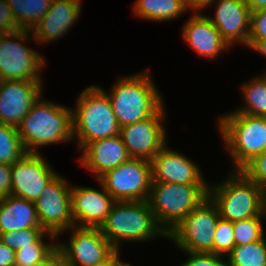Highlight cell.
Here are the masks:
<instances>
[{
	"instance_id": "cell-1",
	"label": "cell",
	"mask_w": 266,
	"mask_h": 266,
	"mask_svg": "<svg viewBox=\"0 0 266 266\" xmlns=\"http://www.w3.org/2000/svg\"><path fill=\"white\" fill-rule=\"evenodd\" d=\"M41 98L17 127L27 153L39 154V147L73 139L72 109Z\"/></svg>"
},
{
	"instance_id": "cell-2",
	"label": "cell",
	"mask_w": 266,
	"mask_h": 266,
	"mask_svg": "<svg viewBox=\"0 0 266 266\" xmlns=\"http://www.w3.org/2000/svg\"><path fill=\"white\" fill-rule=\"evenodd\" d=\"M118 79L111 93L104 92L111 101L119 127L154 116L164 106L148 70Z\"/></svg>"
},
{
	"instance_id": "cell-3",
	"label": "cell",
	"mask_w": 266,
	"mask_h": 266,
	"mask_svg": "<svg viewBox=\"0 0 266 266\" xmlns=\"http://www.w3.org/2000/svg\"><path fill=\"white\" fill-rule=\"evenodd\" d=\"M100 86L90 85L76 99L72 111L73 138L78 139V150L90 142L119 135L111 101Z\"/></svg>"
},
{
	"instance_id": "cell-4",
	"label": "cell",
	"mask_w": 266,
	"mask_h": 266,
	"mask_svg": "<svg viewBox=\"0 0 266 266\" xmlns=\"http://www.w3.org/2000/svg\"><path fill=\"white\" fill-rule=\"evenodd\" d=\"M228 176L222 183L208 186V197L221 218L234 223L266 213V191L263 188L242 171H232Z\"/></svg>"
},
{
	"instance_id": "cell-5",
	"label": "cell",
	"mask_w": 266,
	"mask_h": 266,
	"mask_svg": "<svg viewBox=\"0 0 266 266\" xmlns=\"http://www.w3.org/2000/svg\"><path fill=\"white\" fill-rule=\"evenodd\" d=\"M99 229L115 250H120L121 241H148L162 235L167 238L148 201H115Z\"/></svg>"
},
{
	"instance_id": "cell-6",
	"label": "cell",
	"mask_w": 266,
	"mask_h": 266,
	"mask_svg": "<svg viewBox=\"0 0 266 266\" xmlns=\"http://www.w3.org/2000/svg\"><path fill=\"white\" fill-rule=\"evenodd\" d=\"M225 149L233 159V171H241L256 156L264 152L266 117L229 112L218 120Z\"/></svg>"
},
{
	"instance_id": "cell-7",
	"label": "cell",
	"mask_w": 266,
	"mask_h": 266,
	"mask_svg": "<svg viewBox=\"0 0 266 266\" xmlns=\"http://www.w3.org/2000/svg\"><path fill=\"white\" fill-rule=\"evenodd\" d=\"M208 186L152 182L147 201L158 225L167 235L208 197Z\"/></svg>"
},
{
	"instance_id": "cell-8",
	"label": "cell",
	"mask_w": 266,
	"mask_h": 266,
	"mask_svg": "<svg viewBox=\"0 0 266 266\" xmlns=\"http://www.w3.org/2000/svg\"><path fill=\"white\" fill-rule=\"evenodd\" d=\"M29 35L30 30H19L0 37L1 81H43L41 73L46 61L39 52L26 46Z\"/></svg>"
},
{
	"instance_id": "cell-9",
	"label": "cell",
	"mask_w": 266,
	"mask_h": 266,
	"mask_svg": "<svg viewBox=\"0 0 266 266\" xmlns=\"http://www.w3.org/2000/svg\"><path fill=\"white\" fill-rule=\"evenodd\" d=\"M220 215L216 205L207 197L167 235L181 251L213 253L215 229Z\"/></svg>"
},
{
	"instance_id": "cell-10",
	"label": "cell",
	"mask_w": 266,
	"mask_h": 266,
	"mask_svg": "<svg viewBox=\"0 0 266 266\" xmlns=\"http://www.w3.org/2000/svg\"><path fill=\"white\" fill-rule=\"evenodd\" d=\"M97 181L115 201H147L152 184L151 162L130 158Z\"/></svg>"
},
{
	"instance_id": "cell-11",
	"label": "cell",
	"mask_w": 266,
	"mask_h": 266,
	"mask_svg": "<svg viewBox=\"0 0 266 266\" xmlns=\"http://www.w3.org/2000/svg\"><path fill=\"white\" fill-rule=\"evenodd\" d=\"M57 174L36 200V212L41 227L59 237L74 226L71 214V185ZM59 235V236H58Z\"/></svg>"
},
{
	"instance_id": "cell-12",
	"label": "cell",
	"mask_w": 266,
	"mask_h": 266,
	"mask_svg": "<svg viewBox=\"0 0 266 266\" xmlns=\"http://www.w3.org/2000/svg\"><path fill=\"white\" fill-rule=\"evenodd\" d=\"M70 230L68 244L57 241V254L66 266H93L115 251L99 228L73 226Z\"/></svg>"
},
{
	"instance_id": "cell-13",
	"label": "cell",
	"mask_w": 266,
	"mask_h": 266,
	"mask_svg": "<svg viewBox=\"0 0 266 266\" xmlns=\"http://www.w3.org/2000/svg\"><path fill=\"white\" fill-rule=\"evenodd\" d=\"M164 106L145 120L120 127L119 135L131 158L151 159L167 144Z\"/></svg>"
},
{
	"instance_id": "cell-14",
	"label": "cell",
	"mask_w": 266,
	"mask_h": 266,
	"mask_svg": "<svg viewBox=\"0 0 266 266\" xmlns=\"http://www.w3.org/2000/svg\"><path fill=\"white\" fill-rule=\"evenodd\" d=\"M41 153H27L12 164L10 195L36 202L45 186L58 174Z\"/></svg>"
},
{
	"instance_id": "cell-15",
	"label": "cell",
	"mask_w": 266,
	"mask_h": 266,
	"mask_svg": "<svg viewBox=\"0 0 266 266\" xmlns=\"http://www.w3.org/2000/svg\"><path fill=\"white\" fill-rule=\"evenodd\" d=\"M42 84V81H1L0 123L18 127L31 107L43 97Z\"/></svg>"
},
{
	"instance_id": "cell-16",
	"label": "cell",
	"mask_w": 266,
	"mask_h": 266,
	"mask_svg": "<svg viewBox=\"0 0 266 266\" xmlns=\"http://www.w3.org/2000/svg\"><path fill=\"white\" fill-rule=\"evenodd\" d=\"M102 188L98 191L92 187L71 186V214L74 226L100 228L115 203L113 197Z\"/></svg>"
},
{
	"instance_id": "cell-17",
	"label": "cell",
	"mask_w": 266,
	"mask_h": 266,
	"mask_svg": "<svg viewBox=\"0 0 266 266\" xmlns=\"http://www.w3.org/2000/svg\"><path fill=\"white\" fill-rule=\"evenodd\" d=\"M167 144L151 159L152 182L174 184H209L197 164L183 154L167 148Z\"/></svg>"
},
{
	"instance_id": "cell-18",
	"label": "cell",
	"mask_w": 266,
	"mask_h": 266,
	"mask_svg": "<svg viewBox=\"0 0 266 266\" xmlns=\"http://www.w3.org/2000/svg\"><path fill=\"white\" fill-rule=\"evenodd\" d=\"M214 17H208L230 47L238 42L248 45L251 10L245 0H213Z\"/></svg>"
},
{
	"instance_id": "cell-19",
	"label": "cell",
	"mask_w": 266,
	"mask_h": 266,
	"mask_svg": "<svg viewBox=\"0 0 266 266\" xmlns=\"http://www.w3.org/2000/svg\"><path fill=\"white\" fill-rule=\"evenodd\" d=\"M82 0H52L50 9L31 30L33 41L49 43L63 37L78 20Z\"/></svg>"
},
{
	"instance_id": "cell-20",
	"label": "cell",
	"mask_w": 266,
	"mask_h": 266,
	"mask_svg": "<svg viewBox=\"0 0 266 266\" xmlns=\"http://www.w3.org/2000/svg\"><path fill=\"white\" fill-rule=\"evenodd\" d=\"M82 149L80 163L92 171L97 180L107 171L131 158L120 135L95 140L87 143Z\"/></svg>"
},
{
	"instance_id": "cell-21",
	"label": "cell",
	"mask_w": 266,
	"mask_h": 266,
	"mask_svg": "<svg viewBox=\"0 0 266 266\" xmlns=\"http://www.w3.org/2000/svg\"><path fill=\"white\" fill-rule=\"evenodd\" d=\"M183 38L199 57L215 58L230 48L220 32L205 15L195 12L184 24Z\"/></svg>"
},
{
	"instance_id": "cell-22",
	"label": "cell",
	"mask_w": 266,
	"mask_h": 266,
	"mask_svg": "<svg viewBox=\"0 0 266 266\" xmlns=\"http://www.w3.org/2000/svg\"><path fill=\"white\" fill-rule=\"evenodd\" d=\"M42 228L35 202L8 195L0 200V233Z\"/></svg>"
},
{
	"instance_id": "cell-23",
	"label": "cell",
	"mask_w": 266,
	"mask_h": 266,
	"mask_svg": "<svg viewBox=\"0 0 266 266\" xmlns=\"http://www.w3.org/2000/svg\"><path fill=\"white\" fill-rule=\"evenodd\" d=\"M132 6L135 16L153 22L170 21L188 11L183 0H137Z\"/></svg>"
},
{
	"instance_id": "cell-24",
	"label": "cell",
	"mask_w": 266,
	"mask_h": 266,
	"mask_svg": "<svg viewBox=\"0 0 266 266\" xmlns=\"http://www.w3.org/2000/svg\"><path fill=\"white\" fill-rule=\"evenodd\" d=\"M21 30H32L48 12L52 0H6Z\"/></svg>"
},
{
	"instance_id": "cell-25",
	"label": "cell",
	"mask_w": 266,
	"mask_h": 266,
	"mask_svg": "<svg viewBox=\"0 0 266 266\" xmlns=\"http://www.w3.org/2000/svg\"><path fill=\"white\" fill-rule=\"evenodd\" d=\"M48 235L52 240L57 238L54 234L46 232L32 246L17 250L14 266H42L51 260L57 254V242H45L43 238Z\"/></svg>"
},
{
	"instance_id": "cell-26",
	"label": "cell",
	"mask_w": 266,
	"mask_h": 266,
	"mask_svg": "<svg viewBox=\"0 0 266 266\" xmlns=\"http://www.w3.org/2000/svg\"><path fill=\"white\" fill-rule=\"evenodd\" d=\"M242 90L245 106L234 111L249 116L266 117V73L243 84Z\"/></svg>"
},
{
	"instance_id": "cell-27",
	"label": "cell",
	"mask_w": 266,
	"mask_h": 266,
	"mask_svg": "<svg viewBox=\"0 0 266 266\" xmlns=\"http://www.w3.org/2000/svg\"><path fill=\"white\" fill-rule=\"evenodd\" d=\"M227 266H266L265 236L256 242L236 245L227 255Z\"/></svg>"
},
{
	"instance_id": "cell-28",
	"label": "cell",
	"mask_w": 266,
	"mask_h": 266,
	"mask_svg": "<svg viewBox=\"0 0 266 266\" xmlns=\"http://www.w3.org/2000/svg\"><path fill=\"white\" fill-rule=\"evenodd\" d=\"M25 154L18 128L0 123V163L12 165Z\"/></svg>"
},
{
	"instance_id": "cell-29",
	"label": "cell",
	"mask_w": 266,
	"mask_h": 266,
	"mask_svg": "<svg viewBox=\"0 0 266 266\" xmlns=\"http://www.w3.org/2000/svg\"><path fill=\"white\" fill-rule=\"evenodd\" d=\"M266 213L258 217H251L233 223L234 240L236 245H245L261 240L265 235L262 227V218Z\"/></svg>"
},
{
	"instance_id": "cell-30",
	"label": "cell",
	"mask_w": 266,
	"mask_h": 266,
	"mask_svg": "<svg viewBox=\"0 0 266 266\" xmlns=\"http://www.w3.org/2000/svg\"><path fill=\"white\" fill-rule=\"evenodd\" d=\"M44 233L46 231L43 228H26L0 233V241L16 252L22 247L32 246Z\"/></svg>"
},
{
	"instance_id": "cell-31",
	"label": "cell",
	"mask_w": 266,
	"mask_h": 266,
	"mask_svg": "<svg viewBox=\"0 0 266 266\" xmlns=\"http://www.w3.org/2000/svg\"><path fill=\"white\" fill-rule=\"evenodd\" d=\"M214 234V254L228 255L235 246L233 223L220 217Z\"/></svg>"
},
{
	"instance_id": "cell-32",
	"label": "cell",
	"mask_w": 266,
	"mask_h": 266,
	"mask_svg": "<svg viewBox=\"0 0 266 266\" xmlns=\"http://www.w3.org/2000/svg\"><path fill=\"white\" fill-rule=\"evenodd\" d=\"M250 180L266 191V152L256 156L241 170Z\"/></svg>"
},
{
	"instance_id": "cell-33",
	"label": "cell",
	"mask_w": 266,
	"mask_h": 266,
	"mask_svg": "<svg viewBox=\"0 0 266 266\" xmlns=\"http://www.w3.org/2000/svg\"><path fill=\"white\" fill-rule=\"evenodd\" d=\"M266 39V9L251 11L248 41Z\"/></svg>"
},
{
	"instance_id": "cell-34",
	"label": "cell",
	"mask_w": 266,
	"mask_h": 266,
	"mask_svg": "<svg viewBox=\"0 0 266 266\" xmlns=\"http://www.w3.org/2000/svg\"><path fill=\"white\" fill-rule=\"evenodd\" d=\"M189 257L180 266H227L222 260L223 256L213 253H190L184 251Z\"/></svg>"
},
{
	"instance_id": "cell-35",
	"label": "cell",
	"mask_w": 266,
	"mask_h": 266,
	"mask_svg": "<svg viewBox=\"0 0 266 266\" xmlns=\"http://www.w3.org/2000/svg\"><path fill=\"white\" fill-rule=\"evenodd\" d=\"M0 27L6 32L21 30L6 0H0Z\"/></svg>"
},
{
	"instance_id": "cell-36",
	"label": "cell",
	"mask_w": 266,
	"mask_h": 266,
	"mask_svg": "<svg viewBox=\"0 0 266 266\" xmlns=\"http://www.w3.org/2000/svg\"><path fill=\"white\" fill-rule=\"evenodd\" d=\"M12 165L0 163V200L10 195Z\"/></svg>"
},
{
	"instance_id": "cell-37",
	"label": "cell",
	"mask_w": 266,
	"mask_h": 266,
	"mask_svg": "<svg viewBox=\"0 0 266 266\" xmlns=\"http://www.w3.org/2000/svg\"><path fill=\"white\" fill-rule=\"evenodd\" d=\"M15 251L0 241V266H14Z\"/></svg>"
},
{
	"instance_id": "cell-38",
	"label": "cell",
	"mask_w": 266,
	"mask_h": 266,
	"mask_svg": "<svg viewBox=\"0 0 266 266\" xmlns=\"http://www.w3.org/2000/svg\"><path fill=\"white\" fill-rule=\"evenodd\" d=\"M186 7L189 9H193L195 12H200L204 8H208L211 6L213 0H183Z\"/></svg>"
},
{
	"instance_id": "cell-39",
	"label": "cell",
	"mask_w": 266,
	"mask_h": 266,
	"mask_svg": "<svg viewBox=\"0 0 266 266\" xmlns=\"http://www.w3.org/2000/svg\"><path fill=\"white\" fill-rule=\"evenodd\" d=\"M120 251L115 250L107 259L102 262L96 263L93 266H119L122 261L120 260Z\"/></svg>"
},
{
	"instance_id": "cell-40",
	"label": "cell",
	"mask_w": 266,
	"mask_h": 266,
	"mask_svg": "<svg viewBox=\"0 0 266 266\" xmlns=\"http://www.w3.org/2000/svg\"><path fill=\"white\" fill-rule=\"evenodd\" d=\"M247 47L266 56V39L260 41H248Z\"/></svg>"
},
{
	"instance_id": "cell-41",
	"label": "cell",
	"mask_w": 266,
	"mask_h": 266,
	"mask_svg": "<svg viewBox=\"0 0 266 266\" xmlns=\"http://www.w3.org/2000/svg\"><path fill=\"white\" fill-rule=\"evenodd\" d=\"M251 11L266 9V0H245Z\"/></svg>"
},
{
	"instance_id": "cell-42",
	"label": "cell",
	"mask_w": 266,
	"mask_h": 266,
	"mask_svg": "<svg viewBox=\"0 0 266 266\" xmlns=\"http://www.w3.org/2000/svg\"><path fill=\"white\" fill-rule=\"evenodd\" d=\"M42 266H66L62 260V258L56 254L51 260H49L46 264Z\"/></svg>"
},
{
	"instance_id": "cell-43",
	"label": "cell",
	"mask_w": 266,
	"mask_h": 266,
	"mask_svg": "<svg viewBox=\"0 0 266 266\" xmlns=\"http://www.w3.org/2000/svg\"><path fill=\"white\" fill-rule=\"evenodd\" d=\"M6 31L0 27V37L5 33Z\"/></svg>"
},
{
	"instance_id": "cell-44",
	"label": "cell",
	"mask_w": 266,
	"mask_h": 266,
	"mask_svg": "<svg viewBox=\"0 0 266 266\" xmlns=\"http://www.w3.org/2000/svg\"><path fill=\"white\" fill-rule=\"evenodd\" d=\"M119 266H132L131 264H129V263H121Z\"/></svg>"
},
{
	"instance_id": "cell-45",
	"label": "cell",
	"mask_w": 266,
	"mask_h": 266,
	"mask_svg": "<svg viewBox=\"0 0 266 266\" xmlns=\"http://www.w3.org/2000/svg\"><path fill=\"white\" fill-rule=\"evenodd\" d=\"M264 151L266 152V129H265V146H264Z\"/></svg>"
}]
</instances>
